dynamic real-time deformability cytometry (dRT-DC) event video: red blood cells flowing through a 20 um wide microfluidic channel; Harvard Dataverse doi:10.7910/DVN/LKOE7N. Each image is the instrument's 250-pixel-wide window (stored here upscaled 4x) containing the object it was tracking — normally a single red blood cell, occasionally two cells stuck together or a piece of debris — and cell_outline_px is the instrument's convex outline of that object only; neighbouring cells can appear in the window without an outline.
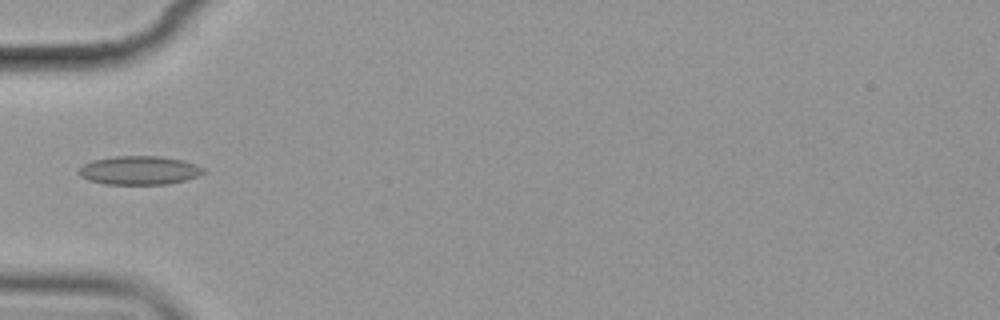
{"species": "common noctule bat (a hibernating species)", "species_latin": "Nyctalus noctula", "temperature_condition": "cold", "stored_images_in_passage": 5, "camera_frame_rate_fps": 3000, "um_per_image_px": 0.085, "animal": {"sex": "female", "body_mass_g": 19.9}, "frame": {"image": 1, "passage_image": 5, "time_ms": 4.667, "image_size_px": [1000, 320], "cell_outline_px": [[208, 172], [184, 180], [168, 184], [104, 184], [88, 180], [80, 176], [80, 168], [84, 164], [92, 160], [116, 156], [160, 156], [184, 160], [196, 164], [204, 168]], "centroid_in_image_um": [11.87, 14.47], "position_along_channel_um": 73.1, "area_um2": 20.87}}